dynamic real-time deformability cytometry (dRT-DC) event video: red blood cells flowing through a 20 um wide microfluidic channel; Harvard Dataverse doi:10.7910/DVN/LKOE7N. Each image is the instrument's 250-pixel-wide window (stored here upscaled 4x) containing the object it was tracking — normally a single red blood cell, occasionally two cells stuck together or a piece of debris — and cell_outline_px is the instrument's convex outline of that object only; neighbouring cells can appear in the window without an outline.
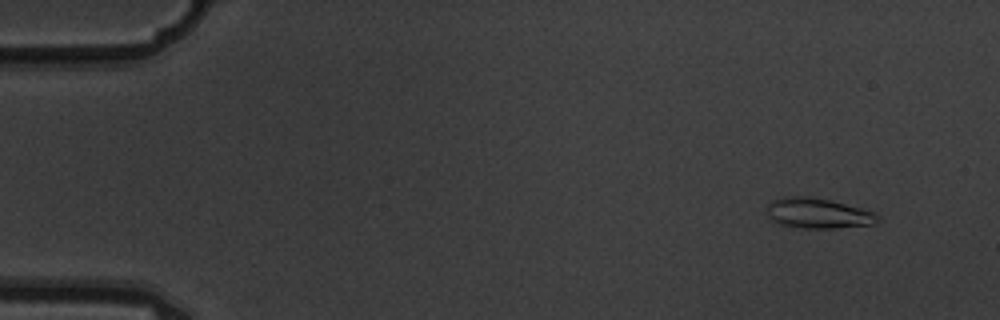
{"species": "common noctule bat (a hibernating species)", "species_latin": "Nyctalus noctula", "temperature_condition": "warm", "stored_images_in_passage": 10, "camera_frame_rate_fps": 3000, "um_per_image_px": 0.085, "animal": {"sex": "male", "body_mass_g": 19.5, "forearm_length_mm": 54.6}, "frame": {"image": 1, "passage_image": 2, "time_ms": 0.333, "image_size_px": [1000, 320], "cell_outline_px": [[880, 220], [876, 224], [836, 228], [804, 228], [780, 224], [772, 220], [768, 216], [768, 204], [772, 200], [784, 196], [808, 196], [828, 200], [876, 212], [880, 216]], "centroid_in_image_um": [69.56, 18.13], "position_along_channel_um": 15.4, "area_um2": 19.54}}
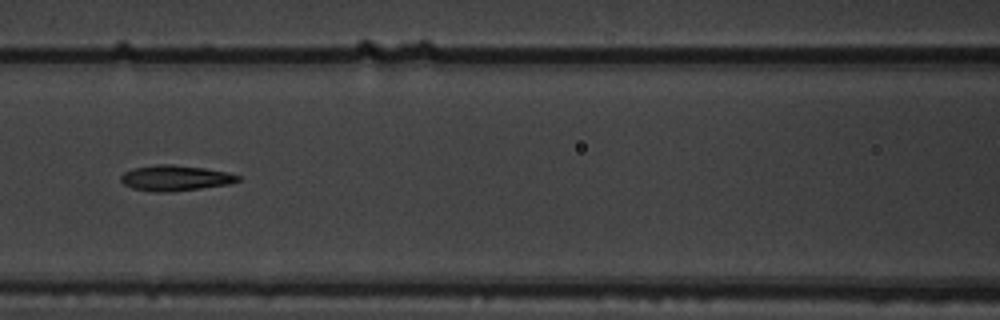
{"frame": {"image": 2, "passage_image": 7, "time_ms": 2.0, "image_size_px": [1000, 320], "cell_outline_px": [[240, 180], [232, 184], [172, 192], [152, 192], [132, 188], [124, 184], [120, 180], [120, 176], [124, 172], [136, 168], [156, 164], [172, 164], [204, 168], [224, 172], [240, 176]], "centroid_in_image_um": [14.89, 15.14], "position_along_channel_um": 151.7, "area_um2": 17.46}}
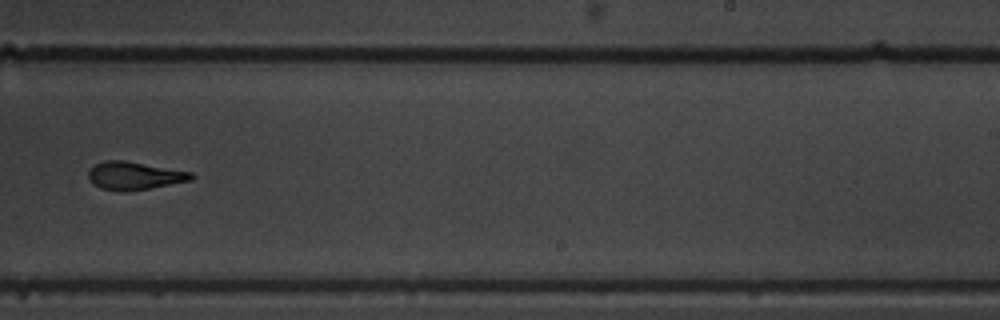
{"frame": {"image": 3, "passage_image": 10, "time_ms": 3.0, "image_size_px": [1000, 320], "cell_outline_px": [[196, 176], [192, 180], [132, 192], [120, 192], [100, 188], [92, 184], [88, 180], [88, 172], [96, 164], [104, 160], [124, 160], [192, 172]], "centroid_in_image_um": [11.42, 14.96], "position_along_channel_um": 277.6, "area_um2": 17.11}}